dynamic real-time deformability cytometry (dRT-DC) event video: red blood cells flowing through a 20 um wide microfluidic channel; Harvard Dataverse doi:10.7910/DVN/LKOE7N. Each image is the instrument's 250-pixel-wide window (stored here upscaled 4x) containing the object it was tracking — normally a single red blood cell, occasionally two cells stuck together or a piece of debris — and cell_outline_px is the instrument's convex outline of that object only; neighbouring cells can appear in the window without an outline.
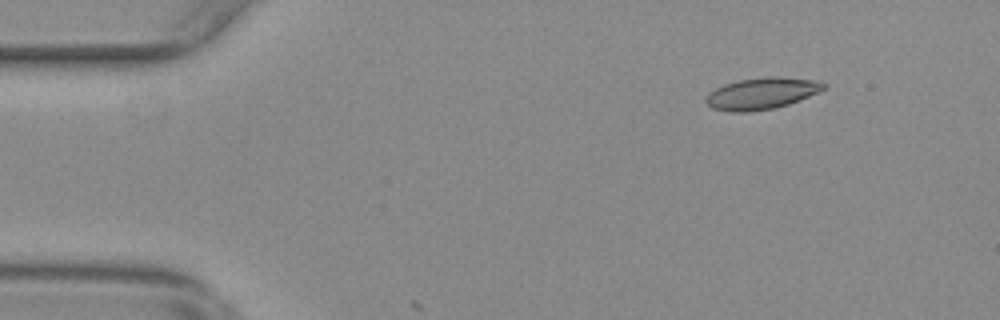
{"species": "common noctule bat (a hibernating species)", "species_latin": "Nyctalus noctula", "temperature_condition": "warm", "stored_images_in_passage": 10, "camera_frame_rate_fps": 3000, "um_per_image_px": 0.085, "animal": {"sex": "female", "body_mass_g": 29.2, "forearm_length_mm": 56.3}, "frame": {"image": 1, "passage_image": 7, "time_ms": 2.0, "image_size_px": [1000, 320], "cell_outline_px": [[828, 84], [824, 88], [800, 100], [788, 104], [772, 108], [748, 112], [732, 112], [712, 108], [704, 100], [704, 96], [708, 92], [724, 84], [736, 80], [768, 76], [780, 76], [816, 80]], "centroid_in_image_um": [64.7, 7.93], "position_along_channel_um": 20.3, "area_um2": 21.79}}